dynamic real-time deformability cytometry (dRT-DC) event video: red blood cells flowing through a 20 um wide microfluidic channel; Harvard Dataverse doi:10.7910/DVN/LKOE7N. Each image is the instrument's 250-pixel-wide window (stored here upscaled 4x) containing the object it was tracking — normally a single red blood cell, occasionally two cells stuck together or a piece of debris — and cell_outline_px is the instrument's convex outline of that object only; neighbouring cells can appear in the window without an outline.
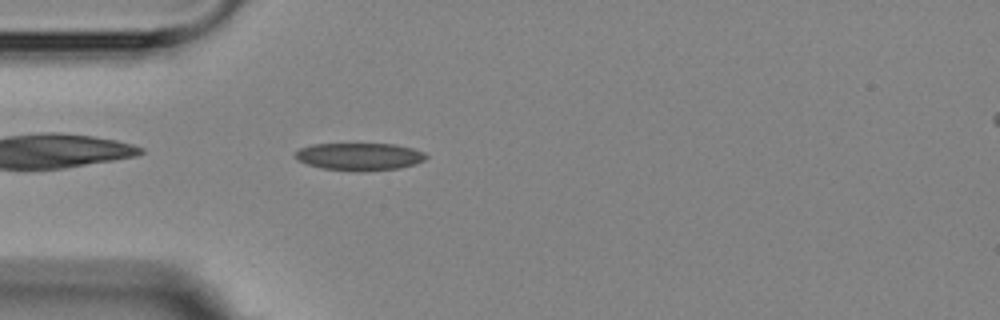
{"species": "Egyptian fruit bat (a non-hibernating species)", "species_latin": "Rousettus aegyptiacus", "temperature_condition": "room temperature", "stored_images_in_passage": 5, "camera_frame_rate_fps": 3000, "um_per_image_px": 0.085, "animal": {"sex": "female"}, "frame": {"image": 1, "passage_image": 5, "time_ms": 4.667, "image_size_px": [1000, 320], "cell_outline_px": [[428, 156], [424, 160], [416, 164], [400, 168], [356, 172], [324, 168], [308, 164], [296, 160], [296, 152], [300, 148], [312, 144], [396, 144], [412, 148], [424, 152]], "centroid_in_image_um": [30.58, 13.31], "position_along_channel_um": 54.4, "area_um2": 20.98}}